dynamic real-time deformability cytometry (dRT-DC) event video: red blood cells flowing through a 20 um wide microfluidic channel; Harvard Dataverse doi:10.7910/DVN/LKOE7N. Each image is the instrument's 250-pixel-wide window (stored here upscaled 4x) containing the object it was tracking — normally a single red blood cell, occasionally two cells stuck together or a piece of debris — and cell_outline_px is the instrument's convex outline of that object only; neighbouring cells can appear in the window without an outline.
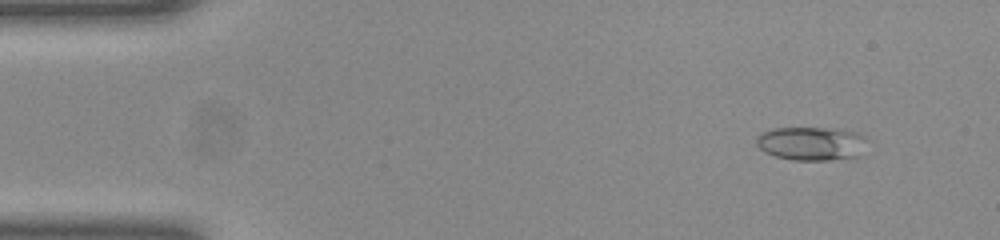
{"species": "common noctule bat (a hibernating species)", "species_latin": "Nyctalus noctula", "temperature_condition": "room temperature", "stored_images_in_passage": 50, "camera_frame_rate_fps": 3000, "um_per_image_px": 0.085, "animal": {"sex": "female", "body_mass_g": 23.0, "forearm_length_mm": 53.4}, "frame": {"image": 1, "passage_image": 5, "time_ms": 1.333, "image_size_px": [1000, 240], "cell_outline_px": [[864, 156], [856, 160], [792, 160], [776, 156], [764, 152], [756, 144], [756, 136], [760, 132], [772, 128], [844, 128], [856, 132], [864, 136]], "centroid_in_image_um": [69.04, 12.21], "position_along_channel_um": 16.0, "area_um2": 22.54}}
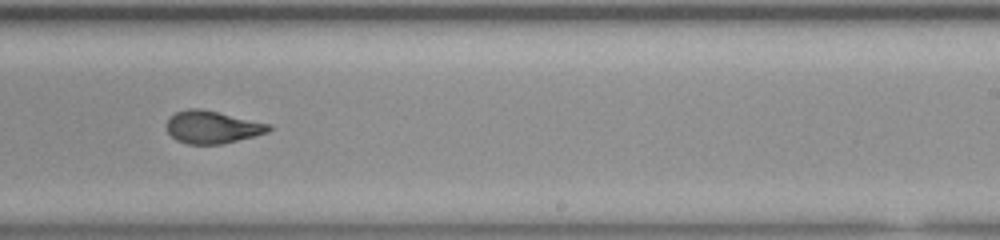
{"frame": {"image": 2, "passage_image": 31, "time_ms": 10.0, "image_size_px": [1000, 240], "cell_outline_px": [[272, 128], [268, 132], [220, 144], [188, 144], [176, 140], [168, 132], [168, 120], [176, 112], [188, 108], [200, 108], [272, 124]], "centroid_in_image_um": [18.06, 10.8], "position_along_channel_um": 270.9, "area_um2": 19.13}}
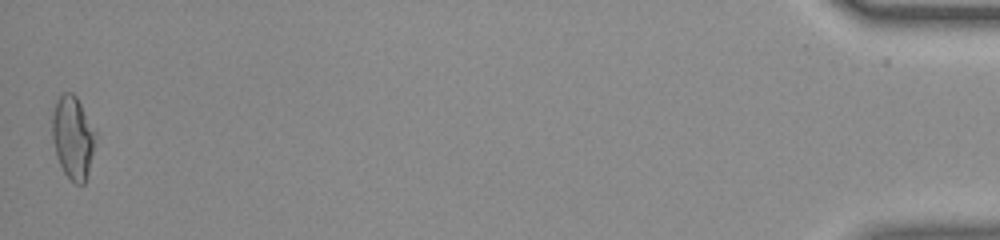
{"frame": {"image": 3, "passage_image": 50, "time_ms": 16.333, "image_size_px": [1000, 240], "cell_outline_px": [[96, 132], [88, 172], [84, 184], [76, 184], [64, 172], [56, 156], [52, 136], [52, 112], [56, 100], [64, 92], [72, 92], [76, 96]], "centroid_in_image_um": [6.17, 11.65], "position_along_channel_um": 429.0, "area_um2": 20.58}, "authors_computed_cell_mechanics": {"area_um2": 20.0277, "velocity_mm_per_s": 4.0613, "shape_relaxation_time_tau1_ms": null, "shape_relaxation_time_tau2_ms": 1.4293, "deformation_change_tau1": null, "deformation_change_tau2": 0.0777}}